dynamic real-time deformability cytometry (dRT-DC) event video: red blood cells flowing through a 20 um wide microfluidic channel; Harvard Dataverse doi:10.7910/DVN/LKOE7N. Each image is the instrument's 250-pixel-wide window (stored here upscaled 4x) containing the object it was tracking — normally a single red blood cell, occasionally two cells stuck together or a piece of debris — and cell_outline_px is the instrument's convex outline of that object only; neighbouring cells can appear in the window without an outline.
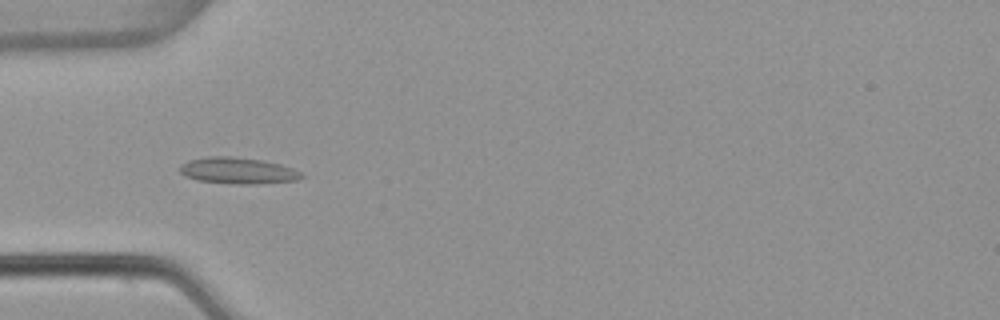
{"species": "common noctule bat (a hibernating species)", "species_latin": "Nyctalus noctula", "temperature_condition": "warm", "stored_images_in_passage": 53, "camera_frame_rate_fps": 3000, "um_per_image_px": 0.085, "animal": {"sex": "female", "body_mass_g": 22.7, "forearm_length_mm": 54.2}, "frame": {"image": 1, "passage_image": 17, "time_ms": 5.333, "image_size_px": [1000, 320], "cell_outline_px": [[304, 176], [296, 180], [252, 184], [236, 184], [196, 180], [184, 176], [180, 172], [180, 164], [188, 160], [208, 156], [228, 156], [260, 160], [280, 164], [292, 168], [300, 172]], "centroid_in_image_um": [20.16, 14.5], "position_along_channel_um": 64.8, "area_um2": 18.55}}
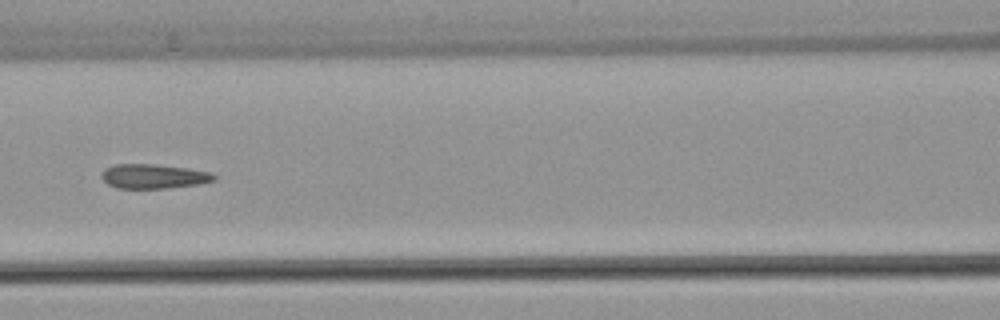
{"frame": {"image": 2, "passage_image": 24, "time_ms": 7.667, "image_size_px": [1000, 320], "cell_outline_px": [[216, 180], [200, 184], [164, 188], [116, 188], [108, 184], [100, 176], [104, 168], [112, 164], [156, 164], [188, 168], [208, 172], [216, 176]], "centroid_in_image_um": [13.02, 14.98], "position_along_channel_um": 153.6, "area_um2": 16.07}}
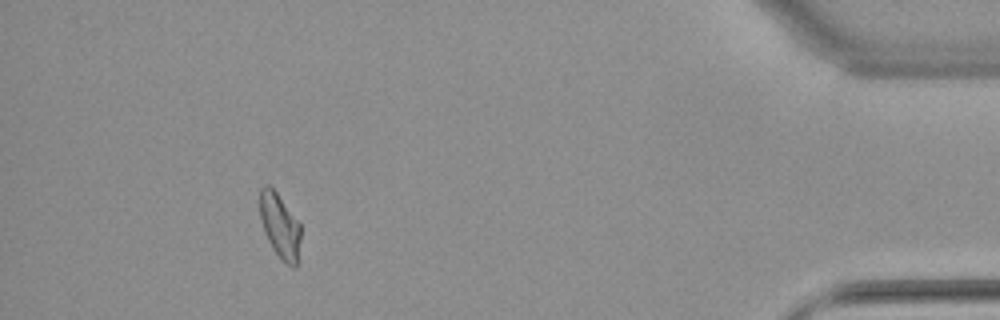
{"frame": {"image": 3, "passage_image": 49, "time_ms": 16.0, "image_size_px": [1000, 320], "cell_outline_px": [[300, 240], [296, 268], [292, 268], [280, 260], [272, 248], [264, 232], [260, 220], [260, 188], [264, 184], [268, 184], [276, 192], [300, 224]], "centroid_in_image_um": [23.77, 19.23], "position_along_channel_um": 411.4, "area_um2": 15.43}, "authors_computed_cell_mechanics": {"area_um2": 16.473, "velocity_mm_per_s": 3.8269, "shape_relaxation_time_tau1_ms": null, "shape_relaxation_time_tau2_ms": 1.9426, "deformation_change_tau1": null, "deformation_change_tau2": 0.0706}}